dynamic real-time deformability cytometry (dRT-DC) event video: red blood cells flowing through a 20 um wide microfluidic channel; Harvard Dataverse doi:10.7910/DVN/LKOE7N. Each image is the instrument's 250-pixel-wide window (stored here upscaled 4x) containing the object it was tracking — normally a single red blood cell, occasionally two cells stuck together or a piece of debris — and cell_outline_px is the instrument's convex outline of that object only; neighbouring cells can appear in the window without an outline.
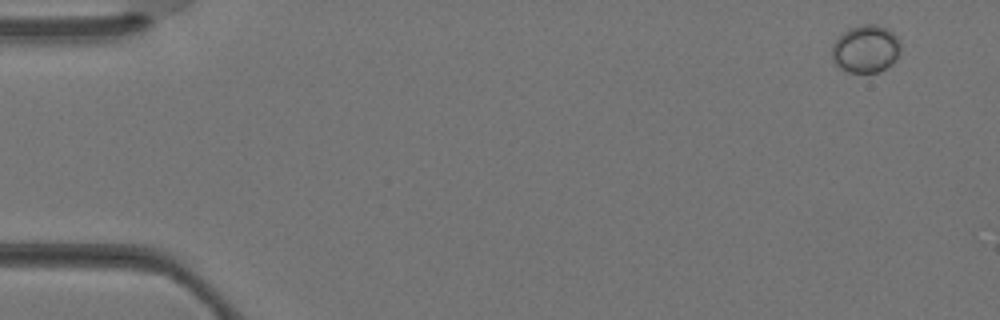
{"species": "Egyptian fruit bat (a non-hibernating species)", "species_latin": "Rousettus aegyptiacus", "temperature_condition": "warm", "stored_images_in_passage": 4, "camera_frame_rate_fps": 3000, "um_per_image_px": 0.085, "animal": {"sex": "female"}, "frame": {"image": 1, "passage_image": 4, "time_ms": 1.0, "image_size_px": [1000, 320], "cell_outline_px": [[900, 52], [892, 64], [876, 72], [848, 72], [840, 68], [832, 60], [832, 44], [848, 28], [864, 24], [876, 24], [888, 28], [900, 40]], "centroid_in_image_um": [73.59, 4.14], "position_along_channel_um": 11.4, "area_um2": 19.07}}